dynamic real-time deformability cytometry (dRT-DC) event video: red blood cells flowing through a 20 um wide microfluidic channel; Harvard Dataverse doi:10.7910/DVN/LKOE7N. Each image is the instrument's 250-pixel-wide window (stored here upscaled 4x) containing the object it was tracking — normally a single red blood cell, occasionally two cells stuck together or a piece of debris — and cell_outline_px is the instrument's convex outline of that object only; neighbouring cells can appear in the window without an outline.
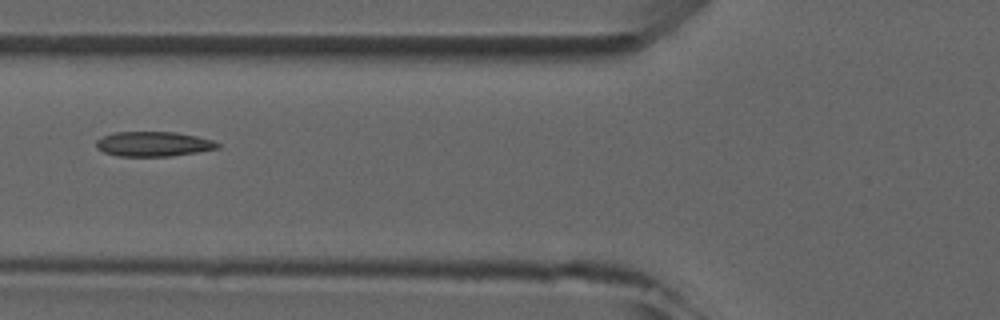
{"species": "common noctule bat (a hibernating species)", "species_latin": "Nyctalus noctula", "temperature_condition": "room temperature", "stored_images_in_passage": 6, "camera_frame_rate_fps": 3000, "um_per_image_px": 0.085, "animal": {"sex": "male", "forearm_length_mm": 52.5}, "frame": {"image": 1, "passage_image": 6, "time_ms": 5.667, "image_size_px": [1000, 320], "cell_outline_px": [[220, 148], [172, 156], [116, 156], [104, 152], [96, 148], [96, 140], [104, 136], [116, 132], [176, 132], [196, 136], [212, 140], [220, 144]], "centroid_in_image_um": [13.04, 12.24], "position_along_channel_um": 112.8, "area_um2": 17.51}}